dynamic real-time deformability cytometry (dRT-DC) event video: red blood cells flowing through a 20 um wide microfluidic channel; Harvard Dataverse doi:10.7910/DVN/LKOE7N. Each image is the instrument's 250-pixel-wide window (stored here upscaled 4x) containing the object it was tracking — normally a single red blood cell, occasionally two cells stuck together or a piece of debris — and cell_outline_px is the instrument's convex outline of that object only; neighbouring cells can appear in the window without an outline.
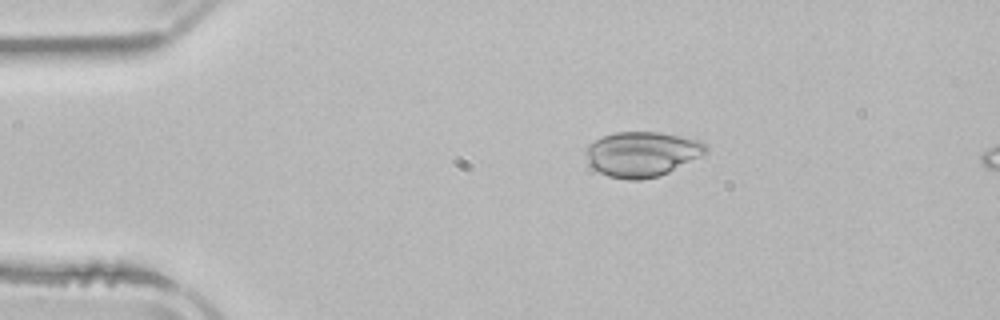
{"species": "common noctule bat (a hibernating species)", "species_latin": "Nyctalus noctula", "temperature_condition": "room temperature", "stored_images_in_passage": 3, "camera_frame_rate_fps": 3000, "um_per_image_px": 0.085, "animal": {"sex": "male", "body_mass_g": 21.5, "forearm_length_mm": 52.0}, "frame": {"image": 1, "passage_image": 1, "time_ms": 0.0, "image_size_px": [1000, 320], "cell_outline_px": [[708, 152], [660, 176], [636, 180], [628, 180], [608, 176], [592, 168], [588, 164], [584, 152], [588, 144], [604, 136], [616, 132], [660, 132], [700, 140], [708, 148]], "centroid_in_image_um": [54.54, 13.09], "position_along_channel_um": 30.5, "area_um2": 31.44}}